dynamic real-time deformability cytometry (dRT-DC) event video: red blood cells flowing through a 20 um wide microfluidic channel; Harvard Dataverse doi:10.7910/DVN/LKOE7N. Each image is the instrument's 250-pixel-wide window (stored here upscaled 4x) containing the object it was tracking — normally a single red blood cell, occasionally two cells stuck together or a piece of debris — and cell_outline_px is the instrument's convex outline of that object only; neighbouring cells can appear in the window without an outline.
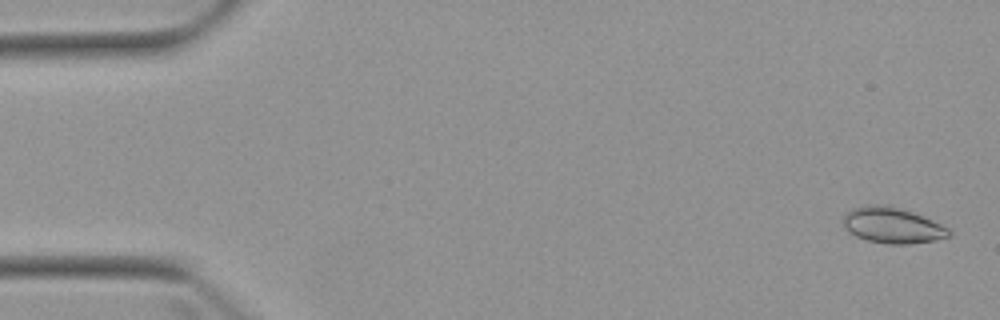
{"species": "Egyptian fruit bat (a non-hibernating species)", "species_latin": "Rousettus aegyptiacus", "temperature_condition": "warm", "stored_images_in_passage": 5, "camera_frame_rate_fps": 3000, "um_per_image_px": 0.085, "animal": {"sex": "female"}, "frame": {"image": 1, "passage_image": 5, "time_ms": 4.667, "image_size_px": [1000, 320], "cell_outline_px": [[952, 236], [936, 240], [908, 244], [888, 244], [868, 240], [856, 236], [848, 232], [844, 228], [840, 220], [852, 208], [868, 204], [888, 204], [912, 212], [940, 224], [948, 228], [952, 232]], "centroid_in_image_um": [75.82, 19.15], "position_along_channel_um": 9.2, "area_um2": 22.25}}